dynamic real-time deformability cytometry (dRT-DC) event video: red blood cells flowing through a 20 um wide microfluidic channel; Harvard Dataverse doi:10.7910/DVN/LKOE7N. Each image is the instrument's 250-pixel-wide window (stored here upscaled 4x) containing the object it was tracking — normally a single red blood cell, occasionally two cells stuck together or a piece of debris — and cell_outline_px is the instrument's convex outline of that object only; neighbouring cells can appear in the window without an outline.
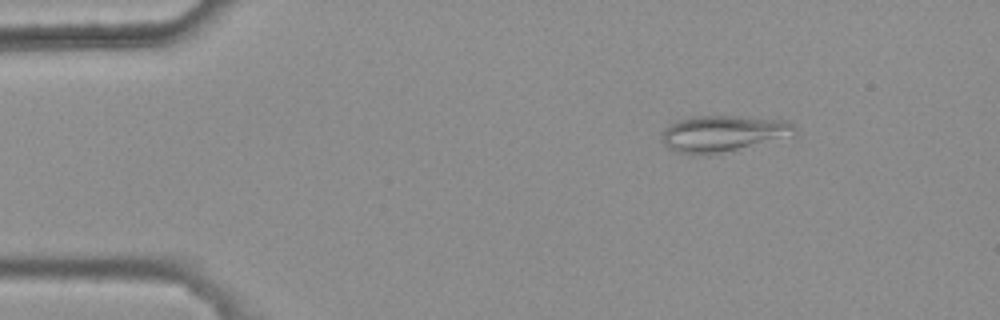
{"species": "common noctule bat (a hibernating species)", "species_latin": "Nyctalus noctula", "temperature_condition": "warm", "stored_images_in_passage": 4, "camera_frame_rate_fps": 3000, "um_per_image_px": 0.085, "animal": {"sex": "female", "body_mass_g": 25.1}, "frame": {"image": 1, "passage_image": 1, "time_ms": 0.0, "image_size_px": [1000, 320], "cell_outline_px": [[796, 136], [720, 152], [680, 152], [668, 148], [660, 140], [660, 136], [672, 124], [680, 120], [692, 116], [736, 116], [788, 120], [796, 128]], "centroid_in_image_um": [61.55, 11.31], "position_along_channel_um": 23.5, "area_um2": 27.4}}